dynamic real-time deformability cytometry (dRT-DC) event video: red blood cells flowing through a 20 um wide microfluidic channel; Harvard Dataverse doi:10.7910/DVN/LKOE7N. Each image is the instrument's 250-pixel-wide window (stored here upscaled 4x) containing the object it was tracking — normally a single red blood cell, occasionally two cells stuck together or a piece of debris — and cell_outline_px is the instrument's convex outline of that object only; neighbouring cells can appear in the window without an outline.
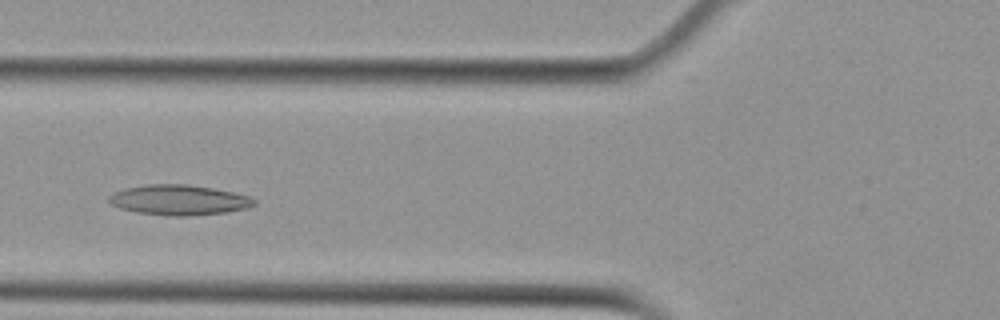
{"species": "Egyptian fruit bat (a non-hibernating species)", "species_latin": "Rousettus aegyptiacus", "temperature_condition": "cold", "stored_images_in_passage": 34, "camera_frame_rate_fps": 3000, "um_per_image_px": 0.085, "animal": {"sex": "female"}, "frame": {"image": 1, "passage_image": 9, "time_ms": 2.667, "image_size_px": [1000, 320], "cell_outline_px": [[256, 204], [248, 208], [228, 212], [188, 216], [172, 216], [136, 212], [120, 208], [112, 204], [108, 200], [108, 196], [112, 192], [124, 188], [144, 184], [188, 184], [212, 188], [232, 192], [248, 196], [256, 200]], "centroid_in_image_um": [15.19, 16.99], "position_along_channel_um": 110.6, "area_um2": 25.72}}
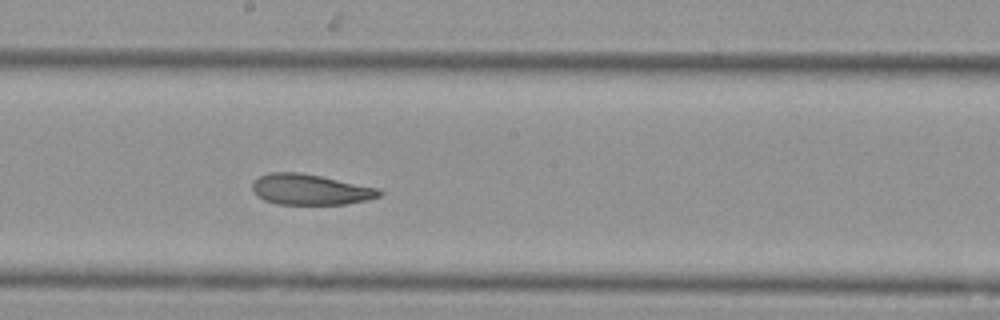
{"frame": {"image": 2, "passage_image": 18, "time_ms": 5.667, "image_size_px": [1000, 320], "cell_outline_px": [[384, 192], [380, 196], [368, 200], [348, 204], [276, 204], [264, 200], [256, 196], [252, 188], [252, 184], [260, 176], [272, 172], [300, 172], [380, 188]], "centroid_in_image_um": [26.4, 16.12], "position_along_channel_um": 221.8, "area_um2": 22.77}}
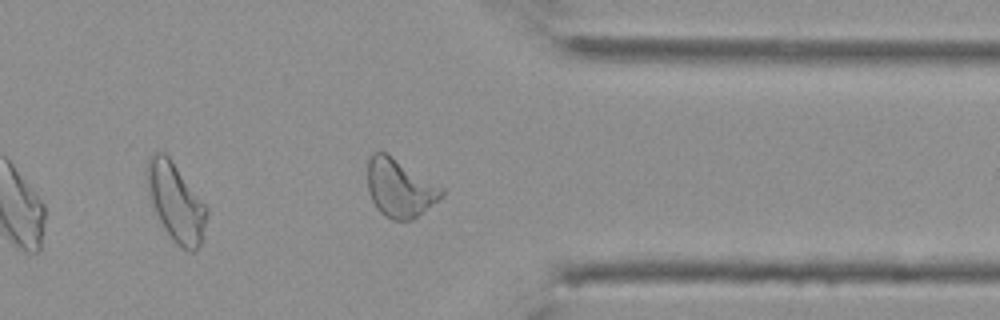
{"frame": {"image": 3, "passage_image": 31, "time_ms": 10.0, "image_size_px": [1000, 320], "cell_outline_px": [[444, 196], [412, 220], [392, 220], [384, 216], [376, 208], [368, 192], [368, 156], [372, 152], [384, 152], [444, 188]], "centroid_in_image_um": [33.97, 16.0], "position_along_channel_um": 377.4, "area_um2": 24.97}, "authors_computed_cell_mechanics": {"area_um2": 23.7847, "velocity_mm_per_s": 3.7151, "shape_relaxation_time_tau1_ms": null, "shape_relaxation_time_tau2_ms": 6.378, "deformation_change_tau1": null, "deformation_change_tau2": 0.16}}